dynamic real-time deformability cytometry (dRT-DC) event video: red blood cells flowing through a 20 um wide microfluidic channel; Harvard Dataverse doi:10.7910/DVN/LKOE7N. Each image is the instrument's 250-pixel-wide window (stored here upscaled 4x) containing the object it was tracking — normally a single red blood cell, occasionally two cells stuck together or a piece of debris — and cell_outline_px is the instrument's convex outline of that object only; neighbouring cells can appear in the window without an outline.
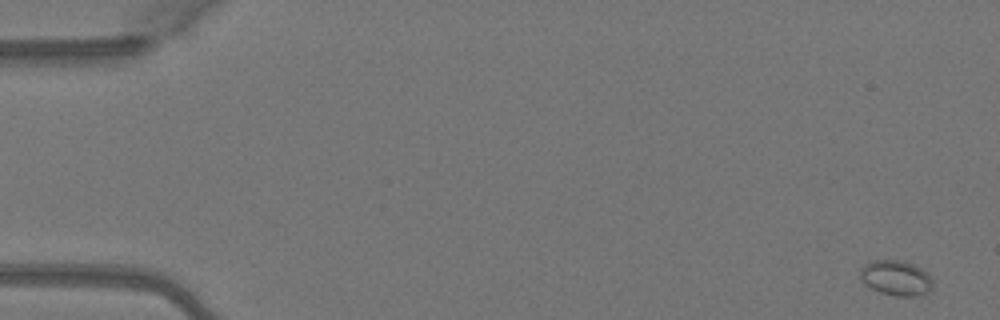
{"species": "Egyptian fruit bat (a non-hibernating species)", "species_latin": "Rousettus aegyptiacus", "temperature_condition": "warm", "stored_images_in_passage": 4, "camera_frame_rate_fps": 3000, "um_per_image_px": 0.085, "animal": {"sex": "female"}, "frame": {"image": 1, "passage_image": 1, "time_ms": 0.0, "image_size_px": [1000, 320], "cell_outline_px": [[932, 288], [928, 292], [916, 296], [896, 296], [880, 292], [864, 284], [860, 276], [860, 272], [864, 264], [872, 260], [904, 260], [920, 268], [932, 280]], "centroid_in_image_um": [76.14, 23.62], "position_along_channel_um": 8.9, "area_um2": 14.74}}
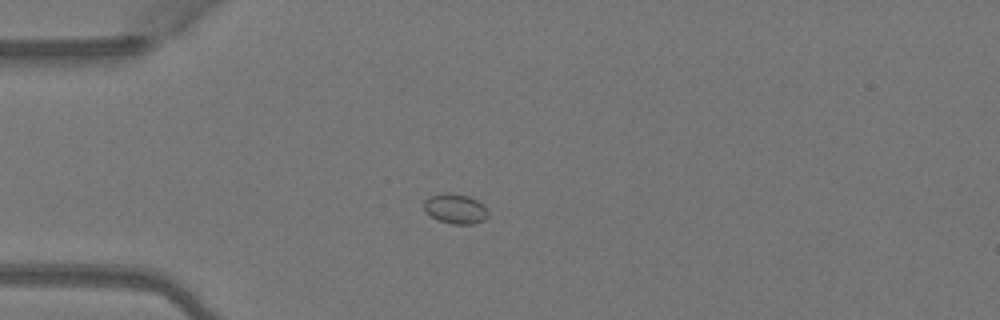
{"frame": {"image": 2, "passage_image": 4, "time_ms": 1.0, "image_size_px": [1000, 320], "cell_outline_px": [[488, 216], [484, 220], [472, 224], [452, 224], [440, 220], [424, 212], [424, 200], [428, 196], [444, 192], [452, 192], [468, 196], [484, 204], [488, 212]], "centroid_in_image_um": [38.7, 17.72], "position_along_channel_um": 46.3, "area_um2": 11.33}}